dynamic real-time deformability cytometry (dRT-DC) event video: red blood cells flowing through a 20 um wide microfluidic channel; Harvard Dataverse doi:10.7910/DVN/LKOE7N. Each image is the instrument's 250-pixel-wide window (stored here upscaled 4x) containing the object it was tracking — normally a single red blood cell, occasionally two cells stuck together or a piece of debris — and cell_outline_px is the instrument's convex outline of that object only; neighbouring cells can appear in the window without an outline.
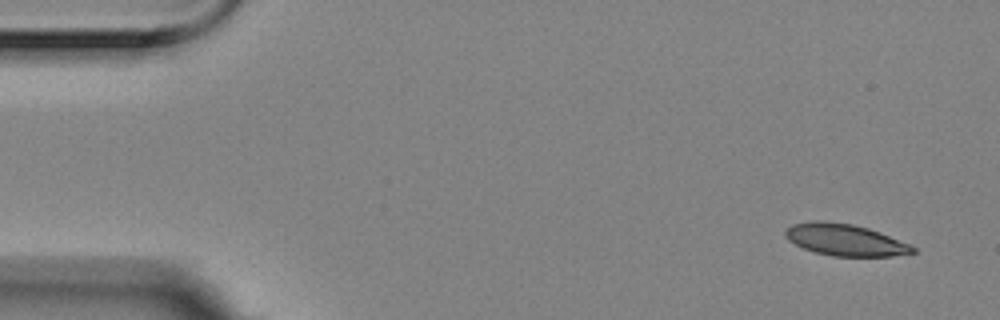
{"species": "Egyptian fruit bat (a non-hibernating species)", "species_latin": "Rousettus aegyptiacus", "temperature_condition": "room temperature", "stored_images_in_passage": 5, "camera_frame_rate_fps": 3000, "um_per_image_px": 0.085, "animal": {"sex": "female"}, "frame": {"image": 1, "passage_image": 1, "time_ms": 0.0, "image_size_px": [1000, 320], "cell_outline_px": [[916, 252], [892, 256], [832, 256], [816, 252], [804, 248], [788, 240], [784, 236], [784, 232], [792, 224], [812, 220], [824, 220], [852, 224], [868, 228], [880, 232], [908, 244], [916, 248]], "centroid_in_image_um": [71.8, 20.38], "position_along_channel_um": 13.2, "area_um2": 23.47}}